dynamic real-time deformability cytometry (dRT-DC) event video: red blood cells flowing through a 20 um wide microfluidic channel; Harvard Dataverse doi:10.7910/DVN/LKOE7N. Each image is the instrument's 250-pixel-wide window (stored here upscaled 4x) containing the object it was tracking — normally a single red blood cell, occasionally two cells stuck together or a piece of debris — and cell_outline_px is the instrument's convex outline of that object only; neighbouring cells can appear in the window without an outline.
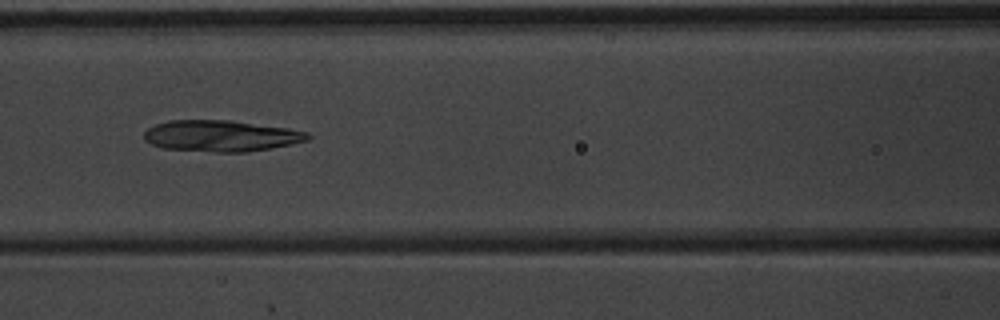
{"species": "common noctule bat (a hibernating species)", "species_latin": "Nyctalus noctula", "temperature_condition": "warm", "stored_images_in_passage": 8, "camera_frame_rate_fps": 3000, "um_per_image_px": 0.085, "animal": {"sex": "male", "body_mass_g": 20.1, "forearm_length_mm": 53.5}, "frame": {"image": 1, "passage_image": 7, "time_ms": 2.0, "image_size_px": [1000, 320], "cell_outline_px": [[312, 136], [308, 140], [292, 144], [248, 152], [216, 152], [164, 148], [152, 144], [144, 140], [144, 132], [148, 128], [156, 124], [168, 120], [228, 120], [288, 128], [308, 132]], "centroid_in_image_um": [18.8, 11.55], "position_along_channel_um": 147.8, "area_um2": 29.77}}
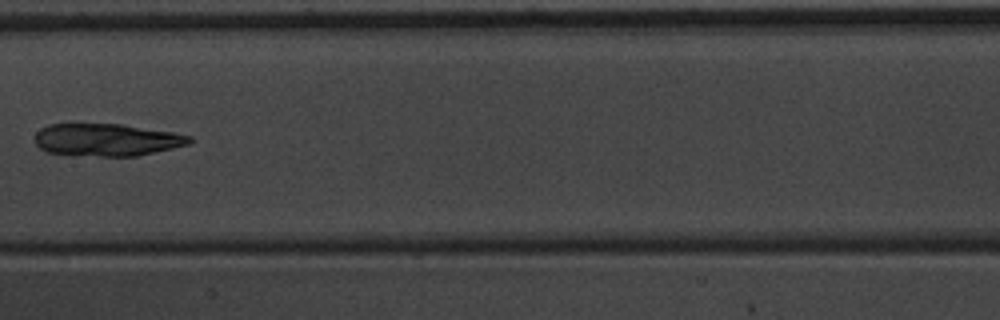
{"frame": {"image": 2, "passage_image": 8, "time_ms": 2.333, "image_size_px": [1000, 320], "cell_outline_px": [[192, 140], [188, 144], [172, 148], [136, 156], [68, 156], [44, 152], [36, 144], [36, 132], [40, 128], [48, 124], [120, 124], [172, 132], [192, 136]], "centroid_in_image_um": [9.0, 11.9], "position_along_channel_um": 198.4, "area_um2": 29.42}}